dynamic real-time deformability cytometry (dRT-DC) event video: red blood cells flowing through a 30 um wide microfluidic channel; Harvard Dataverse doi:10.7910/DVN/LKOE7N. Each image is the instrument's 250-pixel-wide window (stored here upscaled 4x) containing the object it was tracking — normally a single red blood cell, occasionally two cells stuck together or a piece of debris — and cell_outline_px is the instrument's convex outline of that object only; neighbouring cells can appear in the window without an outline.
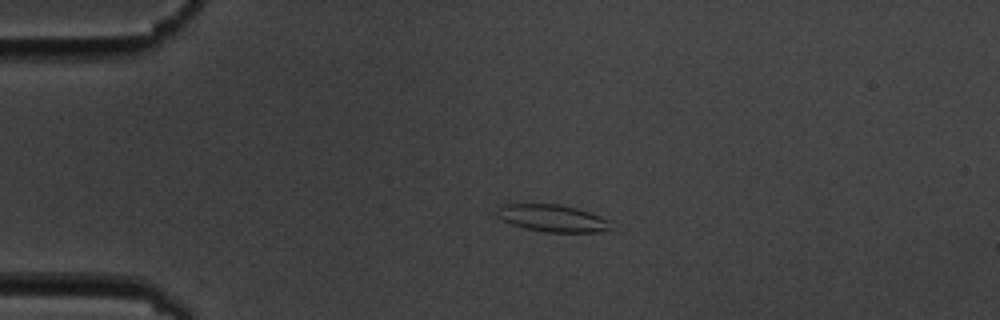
{"species": "common noctule bat (a hibernating species)", "species_latin": "Nyctalus noctula", "temperature_condition": "cold", "stored_images_in_passage": 2, "camera_frame_rate_fps": 3000, "um_per_image_px": 0.085, "animal": {"sex": "male", "body_mass_g": 19.5, "forearm_length_mm": 54.6}, "frame": {"image": 1, "passage_image": 1, "time_ms": 0.0, "image_size_px": [1000, 320], "cell_outline_px": [[612, 228], [596, 232], [544, 232], [524, 228], [512, 224], [496, 216], [496, 208], [500, 204], [560, 204], [576, 208], [600, 216], [608, 220]], "centroid_in_image_um": [46.9, 18.54], "position_along_channel_um": 38.1, "area_um2": 17.98}}